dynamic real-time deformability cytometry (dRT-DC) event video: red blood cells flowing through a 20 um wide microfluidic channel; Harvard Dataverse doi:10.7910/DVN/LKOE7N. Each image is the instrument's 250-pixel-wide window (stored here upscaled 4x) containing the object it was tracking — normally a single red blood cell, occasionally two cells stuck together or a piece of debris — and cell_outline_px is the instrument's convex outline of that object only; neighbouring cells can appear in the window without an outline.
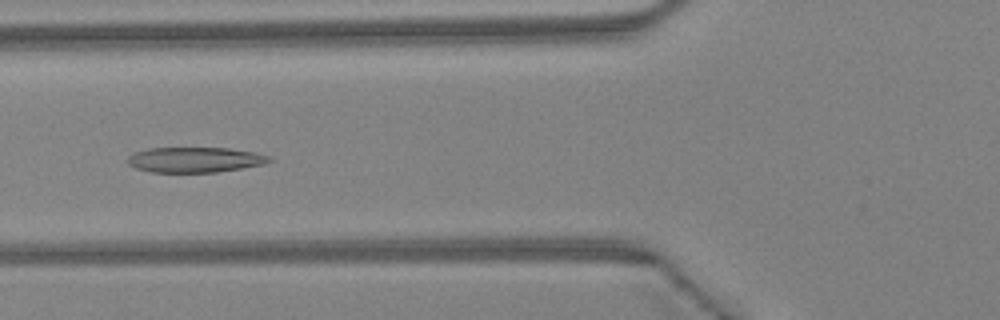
{"species": "Egyptian fruit bat (a non-hibernating species)", "species_latin": "Rousettus aegyptiacus", "temperature_condition": "warm", "stored_images_in_passage": 44, "camera_frame_rate_fps": 3000, "um_per_image_px": 0.085, "animal": {"sex": "female"}, "frame": {"image": 1, "passage_image": 17, "time_ms": 5.333, "image_size_px": [1000, 320], "cell_outline_px": [[272, 160], [264, 164], [216, 172], [152, 172], [136, 168], [128, 164], [128, 156], [136, 152], [148, 148], [228, 148], [256, 152], [272, 156]], "centroid_in_image_um": [16.6, 13.57], "position_along_channel_um": 109.2, "area_um2": 20.81}}
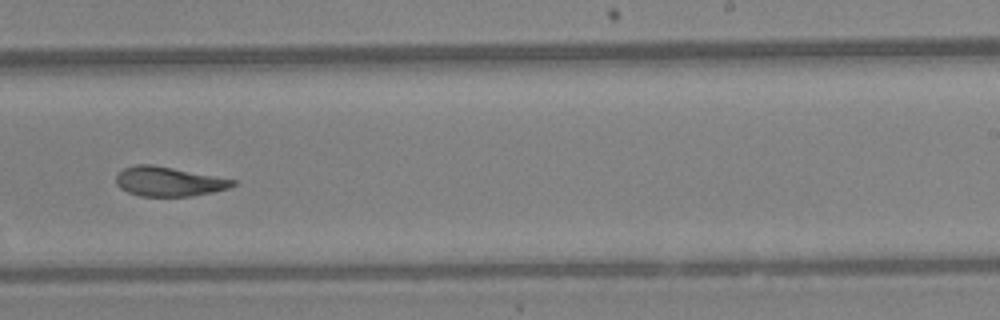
{"frame": {"image": 2, "passage_image": 28, "time_ms": 9.0, "image_size_px": [1000, 320], "cell_outline_px": [[236, 184], [228, 188], [212, 192], [192, 196], [140, 196], [128, 192], [120, 188], [116, 184], [116, 176], [124, 168], [136, 164], [152, 164], [236, 180]], "centroid_in_image_um": [14.32, 15.43], "position_along_channel_um": 274.7, "area_um2": 19.88}}
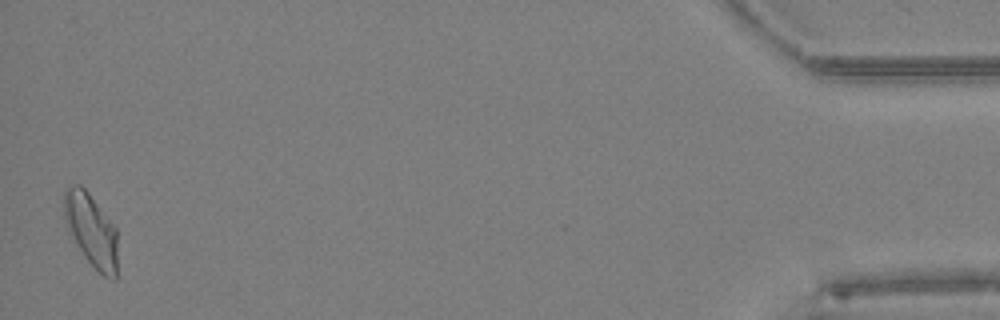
{"frame": {"image": 3, "passage_image": 44, "time_ms": 14.333, "image_size_px": [1000, 320], "cell_outline_px": [[116, 280], [112, 280], [104, 276], [84, 256], [68, 232], [64, 216], [64, 192], [68, 188], [76, 184], [80, 184], [88, 192], [116, 228]], "centroid_in_image_um": [7.74, 19.56], "position_along_channel_um": 427.5, "area_um2": 22.37}, "authors_computed_cell_mechanics": {"area_um2": 21.2704, "velocity_mm_per_s": 4.521, "shape_relaxation_time_tau1_ms": 8.3958, "shape_relaxation_time_tau2_ms": 2.1394, "deformation_change_tau1": 0.2497, "deformation_change_tau2": 0.102}}